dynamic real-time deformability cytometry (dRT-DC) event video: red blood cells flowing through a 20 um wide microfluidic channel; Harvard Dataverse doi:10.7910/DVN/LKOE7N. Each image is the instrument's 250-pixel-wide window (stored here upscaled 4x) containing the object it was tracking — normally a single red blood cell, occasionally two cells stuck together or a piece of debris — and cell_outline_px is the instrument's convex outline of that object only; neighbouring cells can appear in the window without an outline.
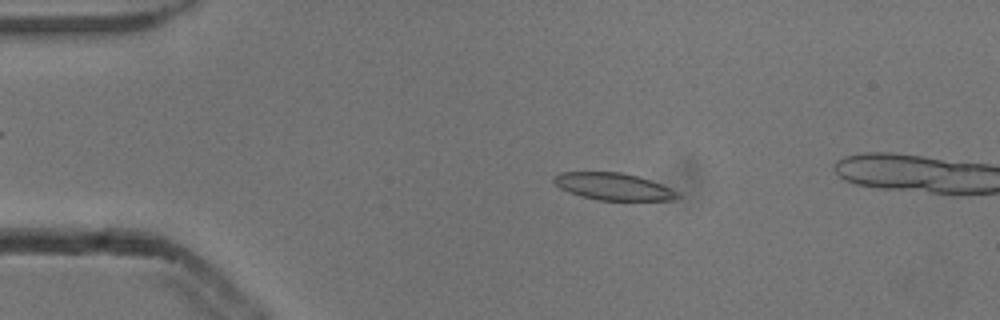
{"species": "common noctule bat (a hibernating species)", "species_latin": "Nyctalus noctula", "temperature_condition": "cold", "stored_images_in_passage": 14, "camera_frame_rate_fps": 3000, "um_per_image_px": 0.085, "animal": {"sex": "male", "body_mass_g": 13.3}, "frame": {"image": 1, "passage_image": 10, "time_ms": 3.0, "image_size_px": [1000, 320], "cell_outline_px": [[680, 196], [672, 200], [596, 200], [580, 196], [568, 192], [560, 188], [552, 180], [552, 176], [560, 172], [620, 172], [636, 176], [660, 184], [680, 192]], "centroid_in_image_um": [52.09, 15.86], "position_along_channel_um": 32.9, "area_um2": 19.48}}